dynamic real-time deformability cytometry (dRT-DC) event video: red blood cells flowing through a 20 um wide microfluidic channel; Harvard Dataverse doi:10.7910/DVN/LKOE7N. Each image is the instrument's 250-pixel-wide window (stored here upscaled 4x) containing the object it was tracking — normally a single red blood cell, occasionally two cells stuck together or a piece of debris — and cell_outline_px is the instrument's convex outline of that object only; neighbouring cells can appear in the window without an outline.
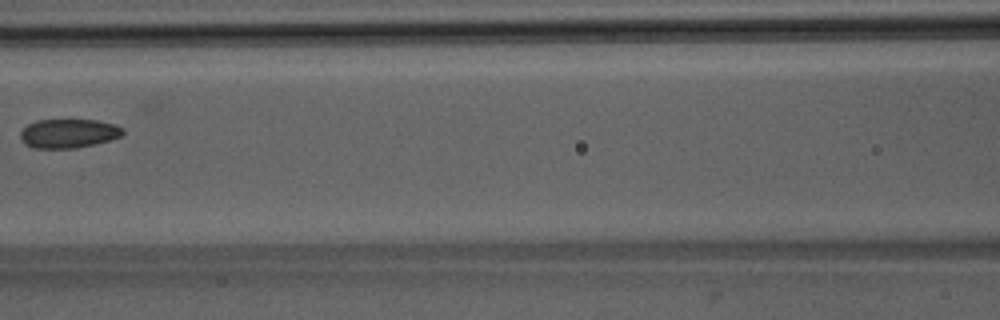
{"species": "Egyptian fruit bat (a non-hibernating species)", "species_latin": "Rousettus aegyptiacus", "temperature_condition": "room temperature", "stored_images_in_passage": 7, "camera_frame_rate_fps": 3000, "um_per_image_px": 0.085, "animal": {"sex": "male"}, "frame": {"image": 1, "passage_image": 7, "time_ms": 7.667, "image_size_px": [1000, 320], "cell_outline_px": [[124, 132], [120, 136], [108, 140], [76, 148], [32, 148], [24, 144], [20, 136], [20, 132], [28, 124], [36, 120], [96, 120], [116, 124], [124, 128]], "centroid_in_image_um": [5.81, 11.33], "position_along_channel_um": 160.8, "area_um2": 17.28}}